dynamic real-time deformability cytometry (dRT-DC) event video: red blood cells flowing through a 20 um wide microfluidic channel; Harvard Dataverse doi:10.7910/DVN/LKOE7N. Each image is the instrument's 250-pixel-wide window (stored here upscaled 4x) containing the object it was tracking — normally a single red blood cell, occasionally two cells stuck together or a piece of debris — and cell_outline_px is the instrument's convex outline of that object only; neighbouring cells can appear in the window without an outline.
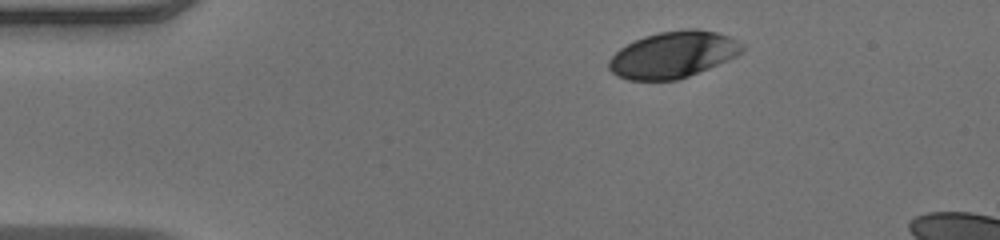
{"species": "human", "species_latin": "Homo sapiens", "temperature_condition": "warm", "stored_images_in_passage": 43, "camera_frame_rate_fps": 3000, "um_per_image_px": 0.085, "donor": {"sex": "male"}, "frame": {"image": 1, "passage_image": 1, "time_ms": 0.0, "image_size_px": [1000, 240], "cell_outline_px": [[744, 48], [736, 56], [708, 68], [688, 76], [676, 80], [628, 80], [616, 76], [608, 68], [608, 60], [620, 48], [644, 36], [660, 32], [684, 28], [696, 28], [716, 32], [728, 36], [744, 44]], "centroid_in_image_um": [57.19, 4.64], "position_along_channel_um": 27.8, "area_um2": 35.95}}
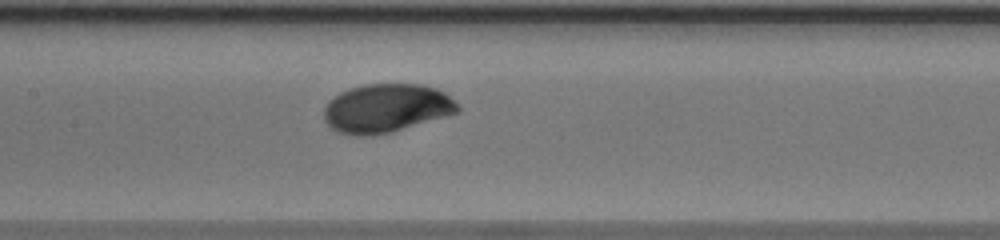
{"frame": {"image": 2, "passage_image": 17, "time_ms": 5.333, "image_size_px": [1000, 240], "cell_outline_px": [[460, 112], [388, 132], [372, 136], [356, 136], [336, 132], [328, 128], [324, 120], [324, 108], [328, 100], [340, 92], [348, 88], [364, 84], [424, 84], [436, 88], [444, 92], [460, 108]], "centroid_in_image_um": [32.77, 9.19], "position_along_channel_um": 174.6, "area_um2": 38.03}}
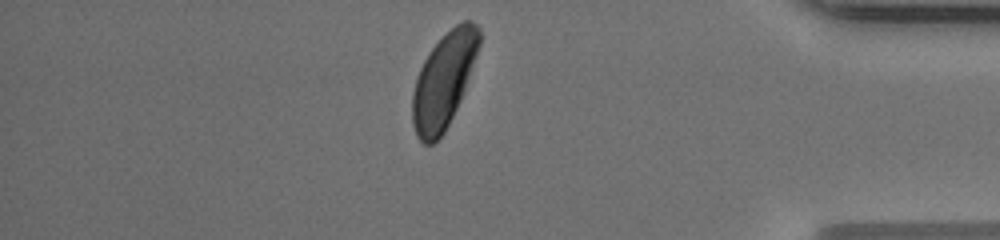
{"frame": {"image": 3, "passage_image": 36, "time_ms": 11.667, "image_size_px": [1000, 240], "cell_outline_px": [[480, 44], [460, 100], [444, 132], [432, 144], [424, 144], [416, 136], [412, 124], [412, 92], [416, 76], [428, 52], [456, 24], [464, 20], [472, 20], [480, 28]], "centroid_in_image_um": [37.69, 6.84], "position_along_channel_um": 397.5, "area_um2": 36.47}, "authors_computed_cell_mechanics": {"area_um2": 36.9342, "velocity_mm_per_s": 4.0356, "shape_relaxation_time_tau1_ms": 2.6349, "shape_relaxation_time_tau2_ms": null, "deformation_change_tau1": 0.1433, "deformation_change_tau2": null}}